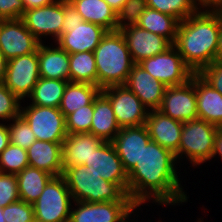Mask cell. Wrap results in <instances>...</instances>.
<instances>
[{
	"mask_svg": "<svg viewBox=\"0 0 222 222\" xmlns=\"http://www.w3.org/2000/svg\"><path fill=\"white\" fill-rule=\"evenodd\" d=\"M125 86L131 90L149 110H156L160 107L164 92L167 88L138 64L133 65Z\"/></svg>",
	"mask_w": 222,
	"mask_h": 222,
	"instance_id": "obj_19",
	"label": "cell"
},
{
	"mask_svg": "<svg viewBox=\"0 0 222 222\" xmlns=\"http://www.w3.org/2000/svg\"><path fill=\"white\" fill-rule=\"evenodd\" d=\"M29 166L27 150L17 145H9L0 153V172L18 174Z\"/></svg>",
	"mask_w": 222,
	"mask_h": 222,
	"instance_id": "obj_33",
	"label": "cell"
},
{
	"mask_svg": "<svg viewBox=\"0 0 222 222\" xmlns=\"http://www.w3.org/2000/svg\"><path fill=\"white\" fill-rule=\"evenodd\" d=\"M138 65L166 87L186 84L194 74L174 45L158 55L141 61Z\"/></svg>",
	"mask_w": 222,
	"mask_h": 222,
	"instance_id": "obj_9",
	"label": "cell"
},
{
	"mask_svg": "<svg viewBox=\"0 0 222 222\" xmlns=\"http://www.w3.org/2000/svg\"><path fill=\"white\" fill-rule=\"evenodd\" d=\"M7 124V125H6ZM8 123H0V153L9 145Z\"/></svg>",
	"mask_w": 222,
	"mask_h": 222,
	"instance_id": "obj_44",
	"label": "cell"
},
{
	"mask_svg": "<svg viewBox=\"0 0 222 222\" xmlns=\"http://www.w3.org/2000/svg\"><path fill=\"white\" fill-rule=\"evenodd\" d=\"M103 142L89 132L68 134L62 144L63 168L90 163L94 150Z\"/></svg>",
	"mask_w": 222,
	"mask_h": 222,
	"instance_id": "obj_21",
	"label": "cell"
},
{
	"mask_svg": "<svg viewBox=\"0 0 222 222\" xmlns=\"http://www.w3.org/2000/svg\"><path fill=\"white\" fill-rule=\"evenodd\" d=\"M16 176L20 200L29 204H33L39 198L45 185L53 177V175L44 170L30 166L24 168Z\"/></svg>",
	"mask_w": 222,
	"mask_h": 222,
	"instance_id": "obj_28",
	"label": "cell"
},
{
	"mask_svg": "<svg viewBox=\"0 0 222 222\" xmlns=\"http://www.w3.org/2000/svg\"><path fill=\"white\" fill-rule=\"evenodd\" d=\"M56 45V46H55ZM39 74L45 79L70 81L69 53L57 44L40 43L37 48Z\"/></svg>",
	"mask_w": 222,
	"mask_h": 222,
	"instance_id": "obj_22",
	"label": "cell"
},
{
	"mask_svg": "<svg viewBox=\"0 0 222 222\" xmlns=\"http://www.w3.org/2000/svg\"><path fill=\"white\" fill-rule=\"evenodd\" d=\"M7 59L0 50V83H3L6 75Z\"/></svg>",
	"mask_w": 222,
	"mask_h": 222,
	"instance_id": "obj_48",
	"label": "cell"
},
{
	"mask_svg": "<svg viewBox=\"0 0 222 222\" xmlns=\"http://www.w3.org/2000/svg\"><path fill=\"white\" fill-rule=\"evenodd\" d=\"M8 131L10 143L22 149L27 150L36 141L32 129L21 116L8 122Z\"/></svg>",
	"mask_w": 222,
	"mask_h": 222,
	"instance_id": "obj_35",
	"label": "cell"
},
{
	"mask_svg": "<svg viewBox=\"0 0 222 222\" xmlns=\"http://www.w3.org/2000/svg\"><path fill=\"white\" fill-rule=\"evenodd\" d=\"M100 92L101 89L96 85L68 81L59 110L66 118L78 108L89 105Z\"/></svg>",
	"mask_w": 222,
	"mask_h": 222,
	"instance_id": "obj_27",
	"label": "cell"
},
{
	"mask_svg": "<svg viewBox=\"0 0 222 222\" xmlns=\"http://www.w3.org/2000/svg\"><path fill=\"white\" fill-rule=\"evenodd\" d=\"M198 10L222 11V0H191Z\"/></svg>",
	"mask_w": 222,
	"mask_h": 222,
	"instance_id": "obj_43",
	"label": "cell"
},
{
	"mask_svg": "<svg viewBox=\"0 0 222 222\" xmlns=\"http://www.w3.org/2000/svg\"><path fill=\"white\" fill-rule=\"evenodd\" d=\"M21 19L40 43H45L42 38L46 40L48 36L55 43L63 33L64 0L26 10Z\"/></svg>",
	"mask_w": 222,
	"mask_h": 222,
	"instance_id": "obj_10",
	"label": "cell"
},
{
	"mask_svg": "<svg viewBox=\"0 0 222 222\" xmlns=\"http://www.w3.org/2000/svg\"><path fill=\"white\" fill-rule=\"evenodd\" d=\"M179 21L170 15L147 7L136 23L142 29L163 36L174 44Z\"/></svg>",
	"mask_w": 222,
	"mask_h": 222,
	"instance_id": "obj_29",
	"label": "cell"
},
{
	"mask_svg": "<svg viewBox=\"0 0 222 222\" xmlns=\"http://www.w3.org/2000/svg\"><path fill=\"white\" fill-rule=\"evenodd\" d=\"M0 222H5V217L3 216V208L0 207Z\"/></svg>",
	"mask_w": 222,
	"mask_h": 222,
	"instance_id": "obj_50",
	"label": "cell"
},
{
	"mask_svg": "<svg viewBox=\"0 0 222 222\" xmlns=\"http://www.w3.org/2000/svg\"><path fill=\"white\" fill-rule=\"evenodd\" d=\"M62 144L36 140L27 149L29 166L44 170L53 176L62 175Z\"/></svg>",
	"mask_w": 222,
	"mask_h": 222,
	"instance_id": "obj_23",
	"label": "cell"
},
{
	"mask_svg": "<svg viewBox=\"0 0 222 222\" xmlns=\"http://www.w3.org/2000/svg\"><path fill=\"white\" fill-rule=\"evenodd\" d=\"M216 157L217 158L220 157L222 159V131L220 129L217 130V133L215 135L214 148H213L211 160Z\"/></svg>",
	"mask_w": 222,
	"mask_h": 222,
	"instance_id": "obj_45",
	"label": "cell"
},
{
	"mask_svg": "<svg viewBox=\"0 0 222 222\" xmlns=\"http://www.w3.org/2000/svg\"><path fill=\"white\" fill-rule=\"evenodd\" d=\"M101 93L110 101L120 128L145 125L149 109L125 85L110 86Z\"/></svg>",
	"mask_w": 222,
	"mask_h": 222,
	"instance_id": "obj_12",
	"label": "cell"
},
{
	"mask_svg": "<svg viewBox=\"0 0 222 222\" xmlns=\"http://www.w3.org/2000/svg\"><path fill=\"white\" fill-rule=\"evenodd\" d=\"M183 124L163 114L158 109L149 110L145 122L151 141L158 143L174 154L179 148Z\"/></svg>",
	"mask_w": 222,
	"mask_h": 222,
	"instance_id": "obj_20",
	"label": "cell"
},
{
	"mask_svg": "<svg viewBox=\"0 0 222 222\" xmlns=\"http://www.w3.org/2000/svg\"><path fill=\"white\" fill-rule=\"evenodd\" d=\"M120 129L110 101L100 92L94 99V112L89 133L105 142H112Z\"/></svg>",
	"mask_w": 222,
	"mask_h": 222,
	"instance_id": "obj_25",
	"label": "cell"
},
{
	"mask_svg": "<svg viewBox=\"0 0 222 222\" xmlns=\"http://www.w3.org/2000/svg\"><path fill=\"white\" fill-rule=\"evenodd\" d=\"M63 32L68 26H75L80 24L83 19L82 16L76 11L68 0H64V19H63Z\"/></svg>",
	"mask_w": 222,
	"mask_h": 222,
	"instance_id": "obj_42",
	"label": "cell"
},
{
	"mask_svg": "<svg viewBox=\"0 0 222 222\" xmlns=\"http://www.w3.org/2000/svg\"><path fill=\"white\" fill-rule=\"evenodd\" d=\"M83 21L98 24L108 31H117V13L105 0H68Z\"/></svg>",
	"mask_w": 222,
	"mask_h": 222,
	"instance_id": "obj_26",
	"label": "cell"
},
{
	"mask_svg": "<svg viewBox=\"0 0 222 222\" xmlns=\"http://www.w3.org/2000/svg\"><path fill=\"white\" fill-rule=\"evenodd\" d=\"M25 11L23 0H0V20L19 19Z\"/></svg>",
	"mask_w": 222,
	"mask_h": 222,
	"instance_id": "obj_41",
	"label": "cell"
},
{
	"mask_svg": "<svg viewBox=\"0 0 222 222\" xmlns=\"http://www.w3.org/2000/svg\"><path fill=\"white\" fill-rule=\"evenodd\" d=\"M94 112V100L78 108L65 118L67 134L90 132Z\"/></svg>",
	"mask_w": 222,
	"mask_h": 222,
	"instance_id": "obj_34",
	"label": "cell"
},
{
	"mask_svg": "<svg viewBox=\"0 0 222 222\" xmlns=\"http://www.w3.org/2000/svg\"><path fill=\"white\" fill-rule=\"evenodd\" d=\"M97 68V86L125 85L134 65L125 39L119 30L108 31L93 51Z\"/></svg>",
	"mask_w": 222,
	"mask_h": 222,
	"instance_id": "obj_3",
	"label": "cell"
},
{
	"mask_svg": "<svg viewBox=\"0 0 222 222\" xmlns=\"http://www.w3.org/2000/svg\"><path fill=\"white\" fill-rule=\"evenodd\" d=\"M146 8V0H127L117 12L118 29L127 25L136 24Z\"/></svg>",
	"mask_w": 222,
	"mask_h": 222,
	"instance_id": "obj_37",
	"label": "cell"
},
{
	"mask_svg": "<svg viewBox=\"0 0 222 222\" xmlns=\"http://www.w3.org/2000/svg\"><path fill=\"white\" fill-rule=\"evenodd\" d=\"M196 104V73L183 85L167 87L158 110L174 120L185 123L198 119Z\"/></svg>",
	"mask_w": 222,
	"mask_h": 222,
	"instance_id": "obj_13",
	"label": "cell"
},
{
	"mask_svg": "<svg viewBox=\"0 0 222 222\" xmlns=\"http://www.w3.org/2000/svg\"><path fill=\"white\" fill-rule=\"evenodd\" d=\"M104 180L116 183L128 195V173L112 142H103L96 150L90 163H84Z\"/></svg>",
	"mask_w": 222,
	"mask_h": 222,
	"instance_id": "obj_16",
	"label": "cell"
},
{
	"mask_svg": "<svg viewBox=\"0 0 222 222\" xmlns=\"http://www.w3.org/2000/svg\"><path fill=\"white\" fill-rule=\"evenodd\" d=\"M151 141L145 125L123 127L112 141L124 170L129 173L140 160L143 148Z\"/></svg>",
	"mask_w": 222,
	"mask_h": 222,
	"instance_id": "obj_18",
	"label": "cell"
},
{
	"mask_svg": "<svg viewBox=\"0 0 222 222\" xmlns=\"http://www.w3.org/2000/svg\"><path fill=\"white\" fill-rule=\"evenodd\" d=\"M19 188L16 174L0 172V207L19 201Z\"/></svg>",
	"mask_w": 222,
	"mask_h": 222,
	"instance_id": "obj_39",
	"label": "cell"
},
{
	"mask_svg": "<svg viewBox=\"0 0 222 222\" xmlns=\"http://www.w3.org/2000/svg\"><path fill=\"white\" fill-rule=\"evenodd\" d=\"M178 165L175 154L156 142L143 148L140 160L128 173V195L139 210L150 202L167 207L188 202Z\"/></svg>",
	"mask_w": 222,
	"mask_h": 222,
	"instance_id": "obj_1",
	"label": "cell"
},
{
	"mask_svg": "<svg viewBox=\"0 0 222 222\" xmlns=\"http://www.w3.org/2000/svg\"><path fill=\"white\" fill-rule=\"evenodd\" d=\"M5 222H35L33 204L22 200L11 203L3 208Z\"/></svg>",
	"mask_w": 222,
	"mask_h": 222,
	"instance_id": "obj_38",
	"label": "cell"
},
{
	"mask_svg": "<svg viewBox=\"0 0 222 222\" xmlns=\"http://www.w3.org/2000/svg\"><path fill=\"white\" fill-rule=\"evenodd\" d=\"M56 0H23L25 10H30L33 8L44 7L53 3Z\"/></svg>",
	"mask_w": 222,
	"mask_h": 222,
	"instance_id": "obj_46",
	"label": "cell"
},
{
	"mask_svg": "<svg viewBox=\"0 0 222 222\" xmlns=\"http://www.w3.org/2000/svg\"><path fill=\"white\" fill-rule=\"evenodd\" d=\"M39 44L21 18L0 20V50L7 60L34 53Z\"/></svg>",
	"mask_w": 222,
	"mask_h": 222,
	"instance_id": "obj_14",
	"label": "cell"
},
{
	"mask_svg": "<svg viewBox=\"0 0 222 222\" xmlns=\"http://www.w3.org/2000/svg\"><path fill=\"white\" fill-rule=\"evenodd\" d=\"M73 202L64 177L53 176L33 203L35 222H69Z\"/></svg>",
	"mask_w": 222,
	"mask_h": 222,
	"instance_id": "obj_6",
	"label": "cell"
},
{
	"mask_svg": "<svg viewBox=\"0 0 222 222\" xmlns=\"http://www.w3.org/2000/svg\"><path fill=\"white\" fill-rule=\"evenodd\" d=\"M21 105L20 116L32 129L36 140L63 143L67 134L65 116L59 108Z\"/></svg>",
	"mask_w": 222,
	"mask_h": 222,
	"instance_id": "obj_8",
	"label": "cell"
},
{
	"mask_svg": "<svg viewBox=\"0 0 222 222\" xmlns=\"http://www.w3.org/2000/svg\"><path fill=\"white\" fill-rule=\"evenodd\" d=\"M216 61H222V11H220V32L217 44Z\"/></svg>",
	"mask_w": 222,
	"mask_h": 222,
	"instance_id": "obj_47",
	"label": "cell"
},
{
	"mask_svg": "<svg viewBox=\"0 0 222 222\" xmlns=\"http://www.w3.org/2000/svg\"><path fill=\"white\" fill-rule=\"evenodd\" d=\"M70 81L97 86V68L93 52L69 54Z\"/></svg>",
	"mask_w": 222,
	"mask_h": 222,
	"instance_id": "obj_31",
	"label": "cell"
},
{
	"mask_svg": "<svg viewBox=\"0 0 222 222\" xmlns=\"http://www.w3.org/2000/svg\"><path fill=\"white\" fill-rule=\"evenodd\" d=\"M67 83L68 81L65 80L40 77L28 96L30 104L59 108Z\"/></svg>",
	"mask_w": 222,
	"mask_h": 222,
	"instance_id": "obj_30",
	"label": "cell"
},
{
	"mask_svg": "<svg viewBox=\"0 0 222 222\" xmlns=\"http://www.w3.org/2000/svg\"><path fill=\"white\" fill-rule=\"evenodd\" d=\"M73 201L88 203L132 201L116 183L104 180L84 164L64 167L63 174Z\"/></svg>",
	"mask_w": 222,
	"mask_h": 222,
	"instance_id": "obj_4",
	"label": "cell"
},
{
	"mask_svg": "<svg viewBox=\"0 0 222 222\" xmlns=\"http://www.w3.org/2000/svg\"><path fill=\"white\" fill-rule=\"evenodd\" d=\"M123 35L134 64L158 55L173 44L163 36L157 35L136 24L118 29Z\"/></svg>",
	"mask_w": 222,
	"mask_h": 222,
	"instance_id": "obj_15",
	"label": "cell"
},
{
	"mask_svg": "<svg viewBox=\"0 0 222 222\" xmlns=\"http://www.w3.org/2000/svg\"><path fill=\"white\" fill-rule=\"evenodd\" d=\"M219 32L220 11L198 10L179 23L173 45L194 73L216 60Z\"/></svg>",
	"mask_w": 222,
	"mask_h": 222,
	"instance_id": "obj_2",
	"label": "cell"
},
{
	"mask_svg": "<svg viewBox=\"0 0 222 222\" xmlns=\"http://www.w3.org/2000/svg\"><path fill=\"white\" fill-rule=\"evenodd\" d=\"M40 78L37 50L34 53L7 60L3 84L23 103L28 101ZM26 98V99H25Z\"/></svg>",
	"mask_w": 222,
	"mask_h": 222,
	"instance_id": "obj_11",
	"label": "cell"
},
{
	"mask_svg": "<svg viewBox=\"0 0 222 222\" xmlns=\"http://www.w3.org/2000/svg\"><path fill=\"white\" fill-rule=\"evenodd\" d=\"M21 103L22 101L15 94L0 83V123H7L19 117Z\"/></svg>",
	"mask_w": 222,
	"mask_h": 222,
	"instance_id": "obj_36",
	"label": "cell"
},
{
	"mask_svg": "<svg viewBox=\"0 0 222 222\" xmlns=\"http://www.w3.org/2000/svg\"><path fill=\"white\" fill-rule=\"evenodd\" d=\"M107 32L98 24L82 21L75 26H68L55 44L69 54L93 52Z\"/></svg>",
	"mask_w": 222,
	"mask_h": 222,
	"instance_id": "obj_17",
	"label": "cell"
},
{
	"mask_svg": "<svg viewBox=\"0 0 222 222\" xmlns=\"http://www.w3.org/2000/svg\"><path fill=\"white\" fill-rule=\"evenodd\" d=\"M147 7L175 17L179 22L195 14L198 9L191 0H146Z\"/></svg>",
	"mask_w": 222,
	"mask_h": 222,
	"instance_id": "obj_32",
	"label": "cell"
},
{
	"mask_svg": "<svg viewBox=\"0 0 222 222\" xmlns=\"http://www.w3.org/2000/svg\"><path fill=\"white\" fill-rule=\"evenodd\" d=\"M197 221H198V222H203V219L201 220L200 218H198ZM197 221H195V222H197Z\"/></svg>",
	"mask_w": 222,
	"mask_h": 222,
	"instance_id": "obj_51",
	"label": "cell"
},
{
	"mask_svg": "<svg viewBox=\"0 0 222 222\" xmlns=\"http://www.w3.org/2000/svg\"><path fill=\"white\" fill-rule=\"evenodd\" d=\"M198 74L222 95V61L215 60Z\"/></svg>",
	"mask_w": 222,
	"mask_h": 222,
	"instance_id": "obj_40",
	"label": "cell"
},
{
	"mask_svg": "<svg viewBox=\"0 0 222 222\" xmlns=\"http://www.w3.org/2000/svg\"><path fill=\"white\" fill-rule=\"evenodd\" d=\"M196 104L198 118L222 125V95L196 73Z\"/></svg>",
	"mask_w": 222,
	"mask_h": 222,
	"instance_id": "obj_24",
	"label": "cell"
},
{
	"mask_svg": "<svg viewBox=\"0 0 222 222\" xmlns=\"http://www.w3.org/2000/svg\"><path fill=\"white\" fill-rule=\"evenodd\" d=\"M110 7L117 13L127 0H105Z\"/></svg>",
	"mask_w": 222,
	"mask_h": 222,
	"instance_id": "obj_49",
	"label": "cell"
},
{
	"mask_svg": "<svg viewBox=\"0 0 222 222\" xmlns=\"http://www.w3.org/2000/svg\"><path fill=\"white\" fill-rule=\"evenodd\" d=\"M218 129L217 126L199 118L186 121L183 124L178 151L175 153L178 163L185 158L192 167L208 161L210 163Z\"/></svg>",
	"mask_w": 222,
	"mask_h": 222,
	"instance_id": "obj_5",
	"label": "cell"
},
{
	"mask_svg": "<svg viewBox=\"0 0 222 222\" xmlns=\"http://www.w3.org/2000/svg\"><path fill=\"white\" fill-rule=\"evenodd\" d=\"M138 209L140 208L133 201L97 203L74 201L69 222H136L135 219L139 216Z\"/></svg>",
	"mask_w": 222,
	"mask_h": 222,
	"instance_id": "obj_7",
	"label": "cell"
}]
</instances>
